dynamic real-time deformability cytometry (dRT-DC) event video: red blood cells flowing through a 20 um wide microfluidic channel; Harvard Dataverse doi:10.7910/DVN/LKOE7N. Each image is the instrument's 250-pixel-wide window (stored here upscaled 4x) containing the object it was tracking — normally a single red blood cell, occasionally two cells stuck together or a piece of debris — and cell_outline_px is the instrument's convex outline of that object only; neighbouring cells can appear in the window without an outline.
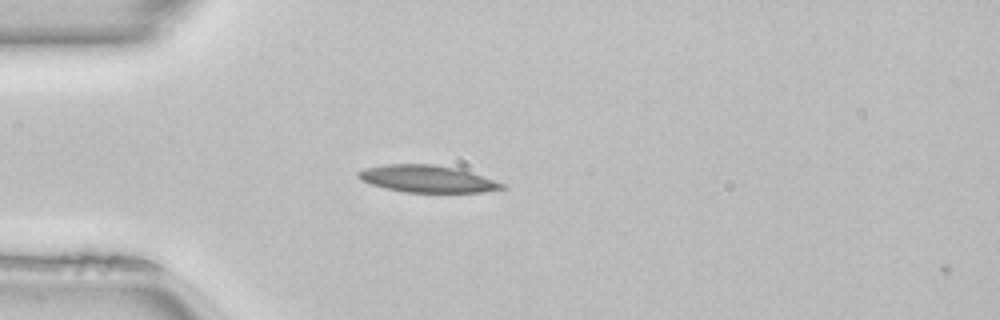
{"species": "common noctule bat (a hibernating species)", "species_latin": "Nyctalus noctula", "temperature_condition": "room temperature", "stored_images_in_passage": 2, "camera_frame_rate_fps": 3000, "um_per_image_px": 0.085, "animal": {"sex": "female", "body_mass_g": 22.7, "forearm_length_mm": 54.2}, "frame": {"image": 1, "passage_image": 1, "time_ms": 0.0, "image_size_px": [1000, 320], "cell_outline_px": [[508, 188], [484, 192], [404, 192], [384, 188], [360, 180], [356, 176], [356, 172], [364, 168], [384, 164], [432, 164], [460, 168], [508, 184]], "centroid_in_image_um": [36.36, 15.2], "position_along_channel_um": 48.6, "area_um2": 23.12}}